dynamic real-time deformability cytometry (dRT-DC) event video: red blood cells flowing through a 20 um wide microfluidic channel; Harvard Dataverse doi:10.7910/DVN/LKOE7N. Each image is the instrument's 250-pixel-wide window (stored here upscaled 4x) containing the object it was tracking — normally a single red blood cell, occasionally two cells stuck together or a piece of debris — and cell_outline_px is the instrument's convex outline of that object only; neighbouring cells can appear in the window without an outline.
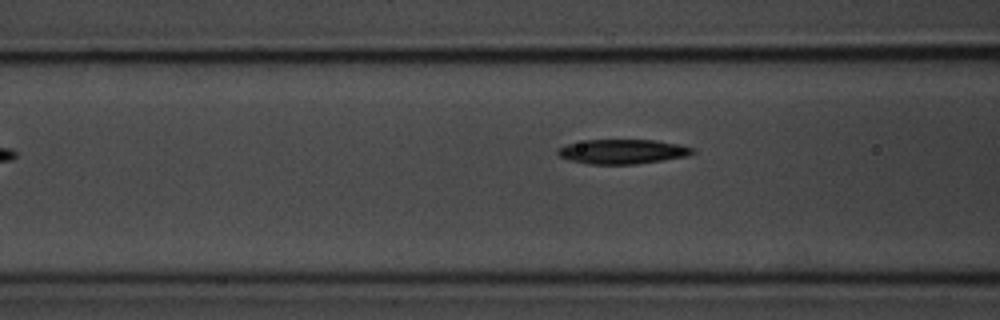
{"species": "common noctule bat (a hibernating species)", "species_latin": "Nyctalus noctula", "temperature_condition": "room temperature", "stored_images_in_passage": 19, "camera_frame_rate_fps": 3000, "um_per_image_px": 0.085, "animal": {"sex": "male", "body_mass_g": 20.1, "forearm_length_mm": 53.5}, "frame": {"image": 1, "passage_image": 6, "time_ms": 1.667, "image_size_px": [1000, 320], "cell_outline_px": [[696, 152], [684, 156], [664, 160], [636, 164], [588, 164], [568, 160], [560, 156], [556, 152], [560, 148], [568, 144], [584, 140], [656, 140], [676, 144], [692, 148]], "centroid_in_image_um": [52.88, 12.89], "position_along_channel_um": 113.7, "area_um2": 19.07}}
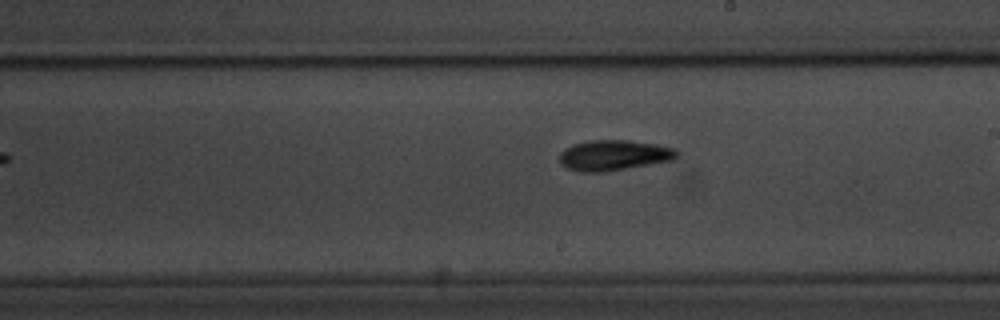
{"frame": {"image": 2, "passage_image": 16, "time_ms": 5.0, "image_size_px": [1000, 320], "cell_outline_px": [[680, 152], [672, 160], [608, 172], [576, 172], [560, 164], [560, 152], [564, 148], [572, 144], [588, 140], [628, 140], [656, 144], [672, 148]], "centroid_in_image_um": [52.13, 13.2], "position_along_channel_um": 236.9, "area_um2": 21.04}}